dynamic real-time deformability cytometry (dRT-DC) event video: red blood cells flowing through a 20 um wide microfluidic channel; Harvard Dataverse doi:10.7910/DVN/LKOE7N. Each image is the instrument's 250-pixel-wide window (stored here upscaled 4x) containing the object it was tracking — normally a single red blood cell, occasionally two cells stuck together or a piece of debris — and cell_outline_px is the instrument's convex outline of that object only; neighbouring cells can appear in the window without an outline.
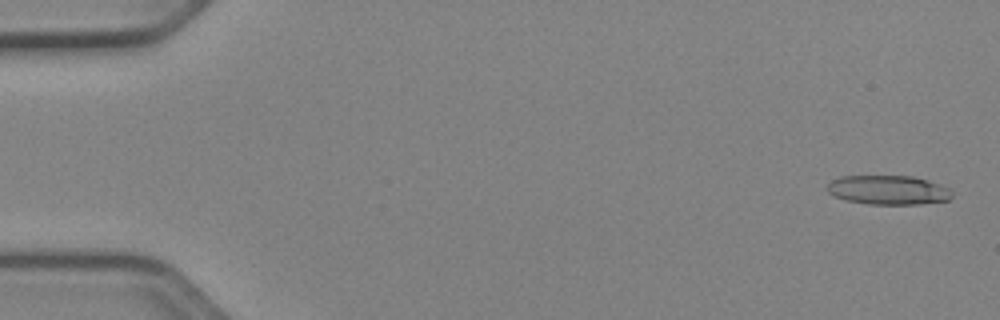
{"species": "Egyptian fruit bat (a non-hibernating species)", "species_latin": "Rousettus aegyptiacus", "temperature_condition": "cold", "stored_images_in_passage": 51, "camera_frame_rate_fps": 3000, "um_per_image_px": 0.085, "animal": {"sex": "female"}, "frame": {"image": 1, "passage_image": 1, "time_ms": 0.0, "image_size_px": [1000, 320], "cell_outline_px": [[952, 196], [948, 200], [920, 204], [868, 204], [848, 200], [836, 196], [828, 192], [828, 184], [832, 180], [840, 176], [912, 176], [928, 180], [940, 184], [948, 188], [952, 192]], "centroid_in_image_um": [75.53, 16.14], "position_along_channel_um": 9.5, "area_um2": 21.1}}
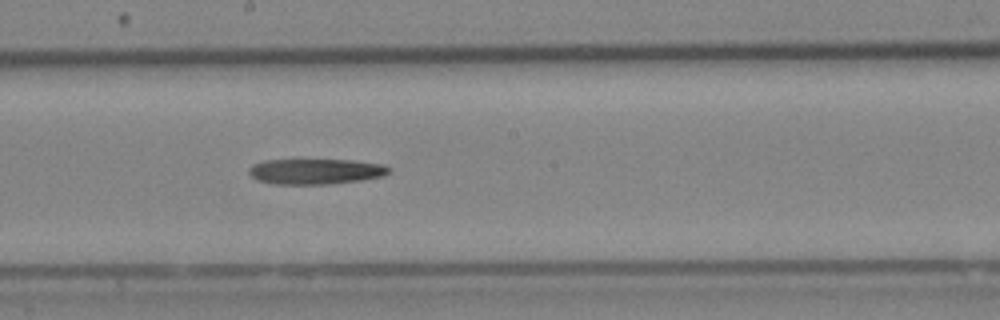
{"frame": {"image": 2, "passage_image": 28, "time_ms": 9.0, "image_size_px": [1000, 320], "cell_outline_px": [[392, 168], [384, 176], [360, 180], [328, 184], [276, 184], [256, 180], [248, 172], [248, 168], [252, 164], [264, 160], [352, 160], [384, 164]], "centroid_in_image_um": [26.82, 14.57], "position_along_channel_um": 221.4, "area_um2": 20.87}}
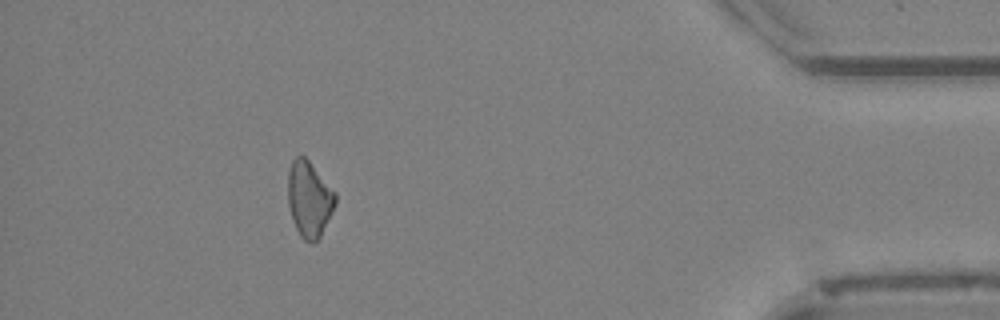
{"frame": {"image": 3, "passage_image": 46, "time_ms": 15.0, "image_size_px": [1000, 320], "cell_outline_px": [[336, 204], [320, 236], [312, 244], [304, 240], [300, 236], [292, 220], [288, 204], [288, 172], [292, 160], [296, 156], [304, 156], [308, 160], [336, 192]], "centroid_in_image_um": [26.28, 16.92], "position_along_channel_um": 408.9, "area_um2": 20.92}}